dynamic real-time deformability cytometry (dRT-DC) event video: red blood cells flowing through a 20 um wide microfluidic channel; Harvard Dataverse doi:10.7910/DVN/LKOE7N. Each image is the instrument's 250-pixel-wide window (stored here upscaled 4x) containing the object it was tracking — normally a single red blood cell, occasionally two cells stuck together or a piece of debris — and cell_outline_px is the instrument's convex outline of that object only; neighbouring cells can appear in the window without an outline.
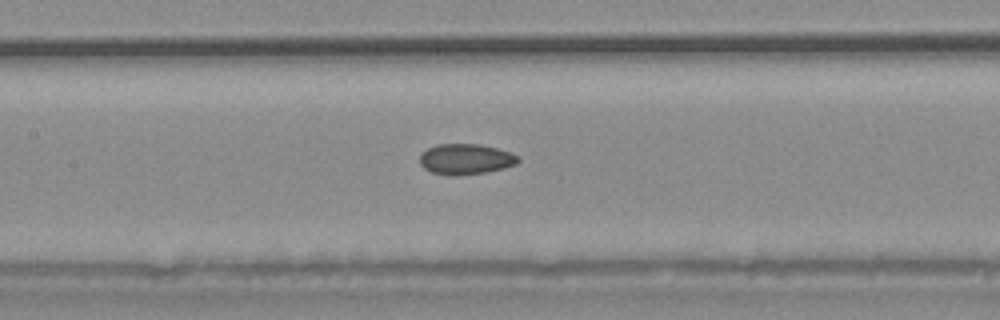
{"species": "common noctule bat (a hibernating species)", "species_latin": "Nyctalus noctula", "temperature_condition": "warm", "stored_images_in_passage": 31, "camera_frame_rate_fps": 3000, "um_per_image_px": 0.085, "animal": {"sex": "male", "body_mass_g": 20.4}, "frame": {"image": 1, "passage_image": 18, "time_ms": 5.667, "image_size_px": [1000, 320], "cell_outline_px": [[520, 160], [516, 164], [504, 168], [484, 172], [448, 176], [432, 172], [424, 168], [420, 164], [420, 156], [428, 148], [436, 144], [480, 144], [496, 148], [520, 156]], "centroid_in_image_um": [39.58, 13.52], "position_along_channel_um": 167.8, "area_um2": 17.4}}